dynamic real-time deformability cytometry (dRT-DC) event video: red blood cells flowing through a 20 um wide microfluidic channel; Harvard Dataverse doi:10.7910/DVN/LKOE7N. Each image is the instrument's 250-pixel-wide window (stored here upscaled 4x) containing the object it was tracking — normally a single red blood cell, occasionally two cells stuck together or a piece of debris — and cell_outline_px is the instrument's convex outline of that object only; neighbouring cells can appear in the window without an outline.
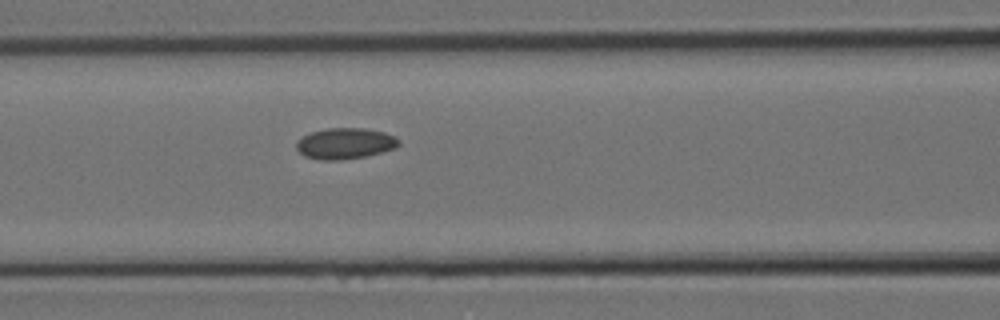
{"species": "Egyptian fruit bat (a non-hibernating species)", "species_latin": "Rousettus aegyptiacus", "temperature_condition": "room temperature", "stored_images_in_passage": 9, "camera_frame_rate_fps": 3000, "um_per_image_px": 0.085, "animal": {"sex": "female"}, "frame": {"image": 1, "passage_image": 9, "time_ms": 2.667, "image_size_px": [1000, 320], "cell_outline_px": [[400, 144], [396, 148], [368, 156], [340, 160], [324, 160], [304, 156], [296, 148], [296, 140], [312, 132], [328, 128], [364, 128], [384, 132], [396, 136], [400, 140]], "centroid_in_image_um": [29.37, 12.2], "position_along_channel_um": 137.2, "area_um2": 18.61}}